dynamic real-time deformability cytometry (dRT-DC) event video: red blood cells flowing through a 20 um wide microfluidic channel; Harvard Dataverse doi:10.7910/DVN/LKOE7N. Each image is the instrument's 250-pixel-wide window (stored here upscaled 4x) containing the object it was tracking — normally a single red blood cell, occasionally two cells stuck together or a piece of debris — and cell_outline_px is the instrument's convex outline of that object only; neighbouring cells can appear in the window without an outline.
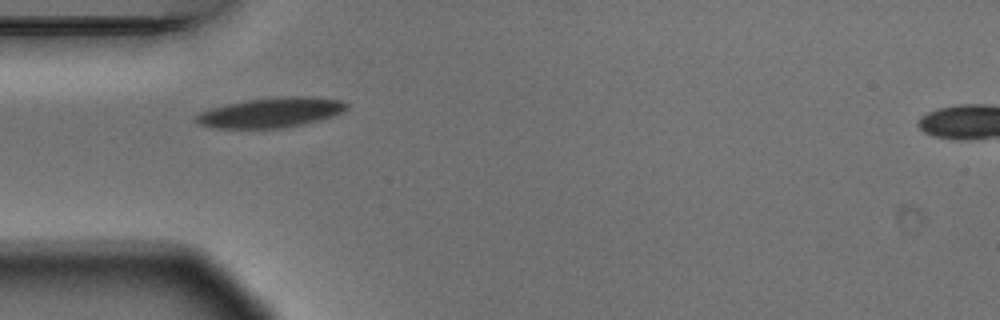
{"species": "Egyptian fruit bat (a non-hibernating species)", "species_latin": "Rousettus aegyptiacus", "temperature_condition": "warm", "stored_images_in_passage": 4, "camera_frame_rate_fps": 3000, "um_per_image_px": 0.085, "animal": {"sex": "male"}, "frame": {"image": 1, "passage_image": 1, "time_ms": 0.0, "image_size_px": [1000, 320], "cell_outline_px": [[348, 108], [344, 112], [320, 120], [304, 124], [280, 128], [212, 128], [200, 124], [196, 120], [196, 116], [200, 112], [208, 108], [248, 100], [280, 96], [312, 96], [340, 100], [348, 104]], "centroid_in_image_um": [23.06, 9.56], "position_along_channel_um": 61.9, "area_um2": 26.3}}
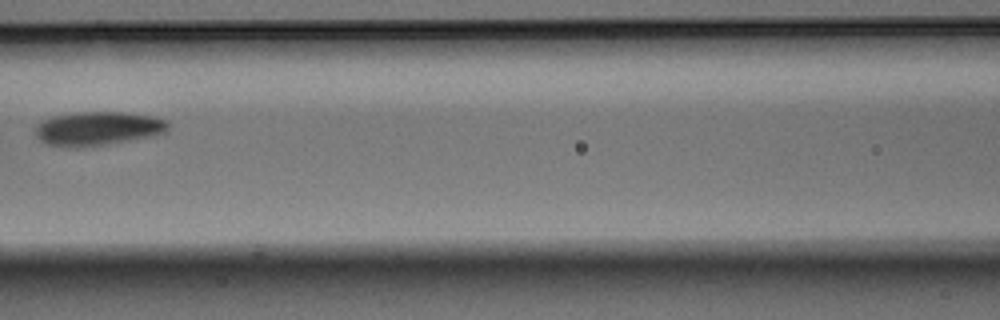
{"frame": {"image": 2, "passage_image": 3, "time_ms": 0.667, "image_size_px": [1000, 320], "cell_outline_px": [[168, 128], [164, 132], [152, 136], [104, 144], [76, 148], [64, 148], [48, 144], [40, 140], [36, 136], [36, 124], [40, 120], [52, 116], [80, 112], [124, 112], [156, 116], [168, 120]], "centroid_in_image_um": [8.29, 10.92], "position_along_channel_um": 158.3, "area_um2": 26.36}}
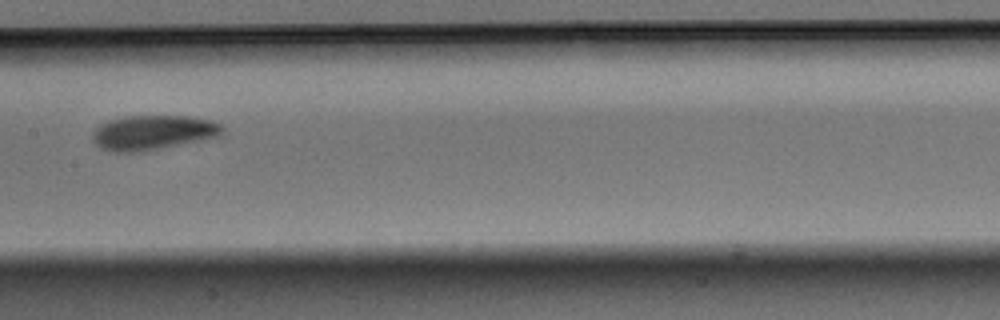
{"frame": {"image": 3, "passage_image": 4, "time_ms": 1.0, "image_size_px": [1000, 320], "cell_outline_px": [[224, 128], [216, 136], [140, 152], [112, 152], [96, 144], [92, 140], [92, 132], [100, 124], [108, 120], [124, 116], [188, 116], [208, 120], [220, 124]], "centroid_in_image_um": [12.9, 11.25], "position_along_channel_um": 194.5, "area_um2": 25.66}}